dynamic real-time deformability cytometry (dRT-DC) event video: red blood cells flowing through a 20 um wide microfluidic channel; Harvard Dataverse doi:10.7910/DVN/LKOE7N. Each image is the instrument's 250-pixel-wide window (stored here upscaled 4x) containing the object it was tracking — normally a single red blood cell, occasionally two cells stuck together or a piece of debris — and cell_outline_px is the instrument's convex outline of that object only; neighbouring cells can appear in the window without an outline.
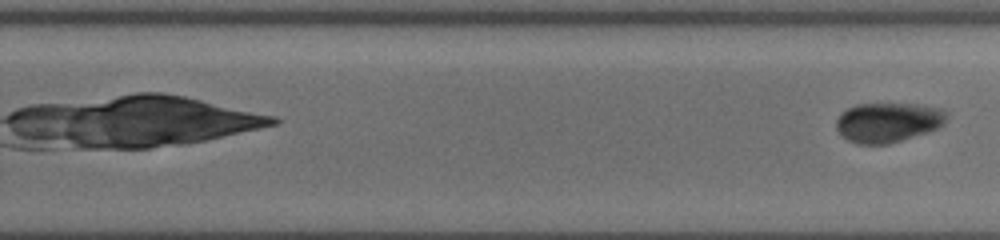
{"species": "common noctule bat (a hibernating species)", "species_latin": "Nyctalus noctula", "temperature_condition": "cold", "stored_images_in_passage": 14, "camera_frame_rate_fps": 3000, "um_per_image_px": 0.085, "animal": {"sex": "female", "body_mass_g": 19.5, "forearm_length_mm": 54.1}, "frame": {"image": 1, "passage_image": 14, "time_ms": 7.333, "image_size_px": [1000, 240], "cell_outline_px": [[948, 112], [944, 124], [936, 128], [888, 144], [860, 144], [848, 140], [840, 136], [836, 128], [836, 120], [848, 108], [856, 104], [916, 104], [944, 108]], "centroid_in_image_um": [75.47, 10.39], "position_along_channel_um": 254.3, "area_um2": 25.37}}